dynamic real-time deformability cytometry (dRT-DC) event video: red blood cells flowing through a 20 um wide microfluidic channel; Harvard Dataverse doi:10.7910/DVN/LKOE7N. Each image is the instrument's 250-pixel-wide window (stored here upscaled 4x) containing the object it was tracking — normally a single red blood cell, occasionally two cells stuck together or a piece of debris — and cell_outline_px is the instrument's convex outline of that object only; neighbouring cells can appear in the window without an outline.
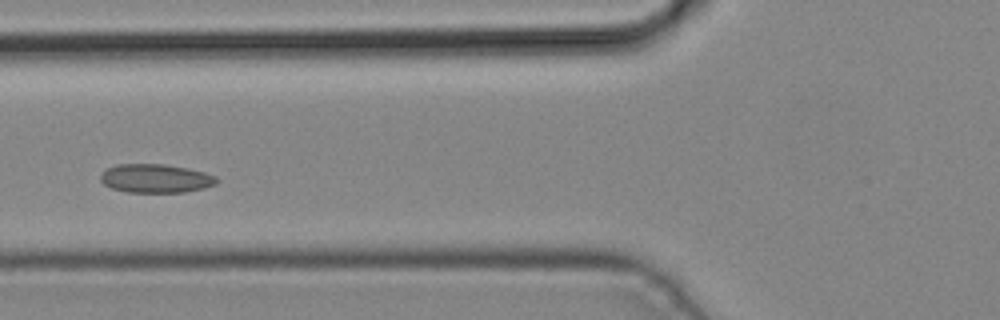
{"species": "common noctule bat (a hibernating species)", "species_latin": "Nyctalus noctula", "temperature_condition": "cold", "stored_images_in_passage": 4, "camera_frame_rate_fps": 3000, "um_per_image_px": 0.085, "animal": {"sex": "male", "body_mass_g": 19.2, "forearm_length_mm": 51.8}, "frame": {"image": 1, "passage_image": 4, "time_ms": 1.0, "image_size_px": [1000, 320], "cell_outline_px": [[220, 180], [216, 184], [204, 188], [184, 192], [128, 192], [112, 188], [104, 184], [100, 180], [100, 172], [116, 164], [164, 164], [188, 168], [204, 172], [216, 176]], "centroid_in_image_um": [13.24, 15.16], "position_along_channel_um": 112.6, "area_um2": 19.54}}